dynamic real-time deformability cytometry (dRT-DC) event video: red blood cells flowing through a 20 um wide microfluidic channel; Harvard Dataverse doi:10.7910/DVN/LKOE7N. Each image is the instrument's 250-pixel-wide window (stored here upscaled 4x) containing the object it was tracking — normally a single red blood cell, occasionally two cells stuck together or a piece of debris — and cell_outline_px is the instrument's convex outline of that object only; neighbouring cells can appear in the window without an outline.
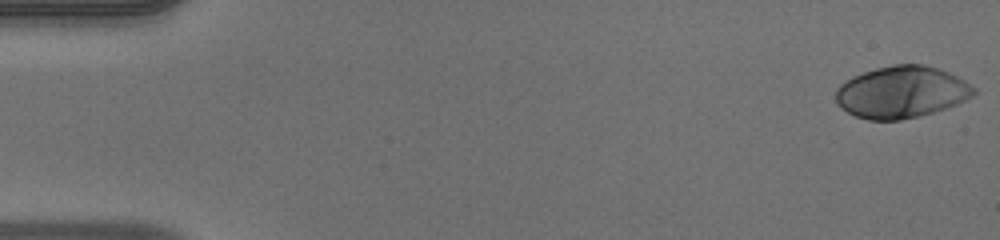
{"species": "human", "species_latin": "Homo sapiens", "temperature_condition": "warm", "stored_images_in_passage": 52, "camera_frame_rate_fps": 3000, "um_per_image_px": 0.085, "donor": {"sex": "male"}, "frame": {"image": 1, "passage_image": 1, "time_ms": 0.0, "image_size_px": [1000, 240], "cell_outline_px": [[976, 92], [972, 96], [956, 104], [932, 112], [900, 120], [868, 120], [856, 116], [840, 108], [836, 104], [836, 88], [840, 84], [852, 76], [876, 68], [892, 64], [924, 64], [948, 72], [964, 80], [976, 88]], "centroid_in_image_um": [76.59, 7.82], "position_along_channel_um": 8.4, "area_um2": 41.62}}
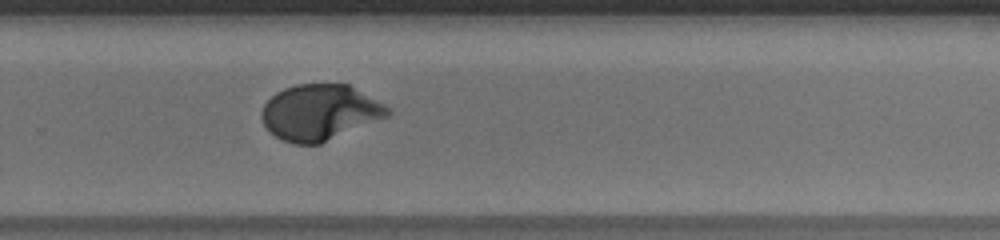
{"frame": {"image": 2, "passage_image": 35, "time_ms": 11.333, "image_size_px": [1000, 240], "cell_outline_px": [[392, 112], [388, 116], [320, 144], [292, 144], [268, 132], [260, 116], [260, 112], [264, 104], [276, 92], [284, 88], [296, 84], [348, 84], [392, 108]], "centroid_in_image_um": [27.17, 9.55], "position_along_channel_um": 302.6, "area_um2": 41.04}}
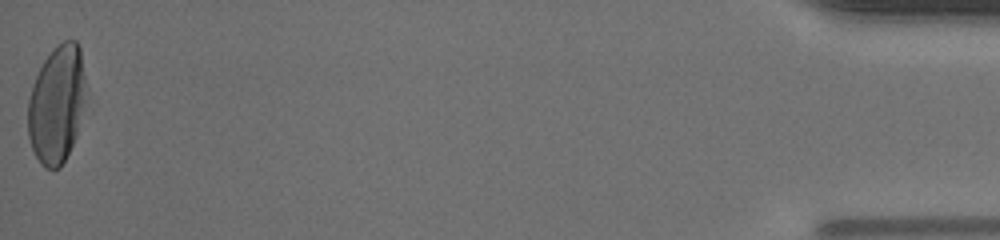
{"frame": {"image": 3, "passage_image": 52, "time_ms": 17.0, "image_size_px": [1000, 240], "cell_outline_px": [[84, 84], [76, 136], [60, 168], [44, 168], [40, 164], [32, 148], [28, 136], [28, 100], [32, 84], [44, 60], [64, 40], [76, 40], [80, 48], [84, 76]], "centroid_in_image_um": [4.77, 8.88], "position_along_channel_um": 430.4, "area_um2": 38.61}, "authors_computed_cell_mechanics": {"area_um2": 40.4889, "velocity_mm_per_s": 3.9541, "shape_relaxation_time_tau1_ms": 3.2839, "shape_relaxation_time_tau2_ms": null, "deformation_change_tau1": 0.2118, "deformation_change_tau2": null}}